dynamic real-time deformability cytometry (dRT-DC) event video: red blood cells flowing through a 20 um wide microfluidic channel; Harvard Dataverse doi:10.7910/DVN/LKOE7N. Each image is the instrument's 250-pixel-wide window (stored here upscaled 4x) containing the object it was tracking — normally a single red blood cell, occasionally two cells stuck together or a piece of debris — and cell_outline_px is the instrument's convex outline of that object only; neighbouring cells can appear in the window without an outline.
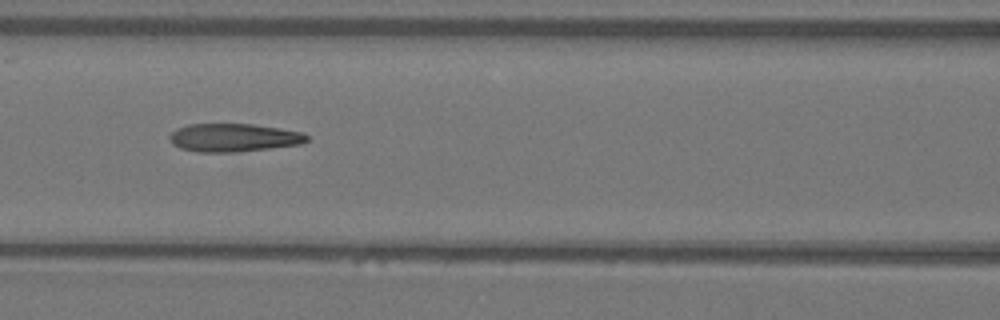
{"species": "Egyptian fruit bat (a non-hibernating species)", "species_latin": "Rousettus aegyptiacus", "temperature_condition": "warm", "stored_images_in_passage": 9, "camera_frame_rate_fps": 3000, "um_per_image_px": 0.085, "animal": {"sex": "female"}, "frame": {"image": 1, "passage_image": 7, "time_ms": 2.0, "image_size_px": [1000, 320], "cell_outline_px": [[308, 140], [300, 144], [240, 152], [196, 152], [180, 148], [172, 144], [168, 136], [176, 128], [188, 124], [252, 124], [280, 128], [304, 132], [308, 136]], "centroid_in_image_um": [19.84, 11.7], "position_along_channel_um": 146.8, "area_um2": 22.72}}
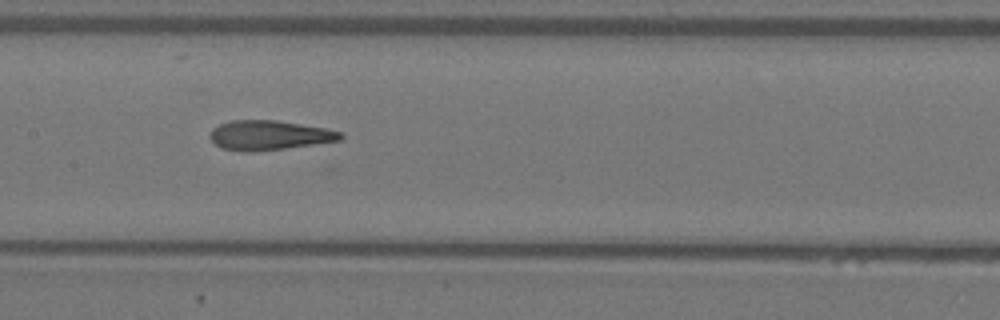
{"frame": {"image": 2, "passage_image": 8, "time_ms": 2.333, "image_size_px": [1000, 320], "cell_outline_px": [[344, 136], [340, 140], [284, 148], [248, 152], [220, 148], [208, 136], [212, 128], [220, 124], [232, 120], [276, 120], [324, 128], [344, 132]], "centroid_in_image_um": [22.85, 11.49], "position_along_channel_um": 184.5, "area_um2": 22.31}}
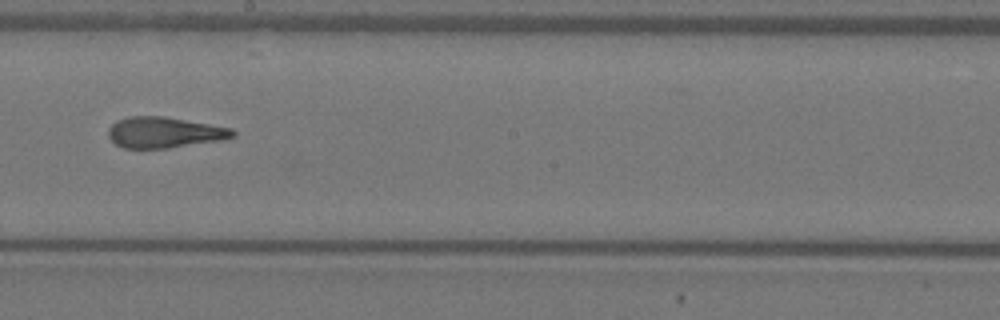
{"frame": {"image": 3, "passage_image": 9, "time_ms": 2.667, "image_size_px": [1000, 320], "cell_outline_px": [[236, 136], [224, 140], [168, 148], [124, 148], [116, 144], [108, 136], [108, 128], [116, 120], [128, 116], [164, 116], [232, 128], [236, 132]], "centroid_in_image_um": [13.98, 11.25], "position_along_channel_um": 234.2, "area_um2": 22.54}}